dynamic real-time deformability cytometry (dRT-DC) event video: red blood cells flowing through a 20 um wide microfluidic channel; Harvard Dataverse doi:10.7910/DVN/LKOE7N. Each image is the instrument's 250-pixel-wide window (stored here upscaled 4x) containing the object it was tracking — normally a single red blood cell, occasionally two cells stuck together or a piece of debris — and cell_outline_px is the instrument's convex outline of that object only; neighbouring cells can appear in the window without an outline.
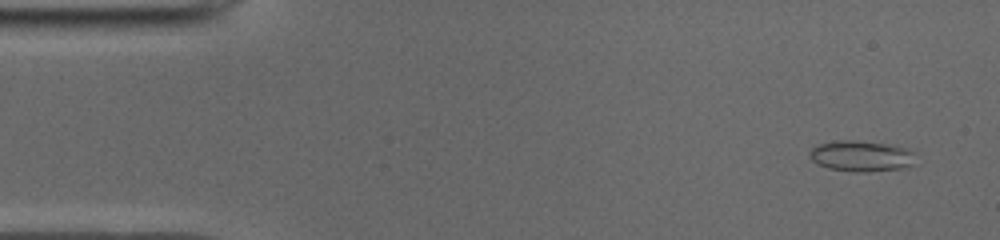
{"species": "common noctule bat (a hibernating species)", "species_latin": "Nyctalus noctula", "temperature_condition": "cold", "stored_images_in_passage": 50, "camera_frame_rate_fps": 3000, "um_per_image_px": 0.085, "animal": {"sex": "male", "body_mass_g": 19.0, "forearm_length_mm": 50.8}, "frame": {"image": 1, "passage_image": 3, "time_ms": 0.667, "image_size_px": [1000, 240], "cell_outline_px": [[916, 152], [912, 164], [900, 168], [868, 172], [852, 172], [828, 168], [816, 164], [812, 160], [812, 148], [820, 144], [836, 140], [856, 140], [896, 144], [908, 148]], "centroid_in_image_um": [73.26, 13.25], "position_along_channel_um": 11.7, "area_um2": 19.25}}
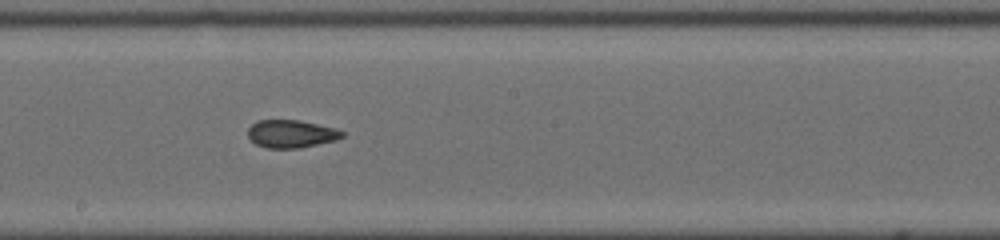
{"frame": {"image": 2, "passage_image": 27, "time_ms": 8.667, "image_size_px": [1000, 240], "cell_outline_px": [[344, 136], [336, 140], [300, 148], [264, 148], [256, 144], [248, 136], [248, 128], [256, 120], [300, 120], [332, 128], [344, 132]], "centroid_in_image_um": [24.72, 11.38], "position_along_channel_um": 223.5, "area_um2": 15.2}}
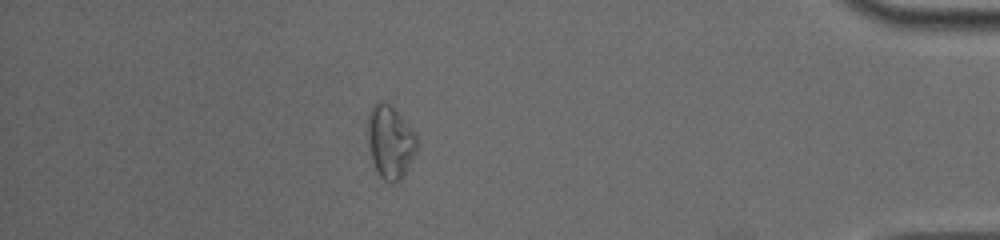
{"frame": {"image": 3, "passage_image": 44, "time_ms": 14.333, "image_size_px": [1000, 240], "cell_outline_px": [[416, 152], [404, 176], [400, 180], [392, 184], [384, 180], [380, 176], [372, 160], [364, 132], [368, 116], [372, 104], [380, 100], [384, 100], [392, 104], [416, 136]], "centroid_in_image_um": [33.11, 12.02], "position_along_channel_um": 402.1, "area_um2": 21.44}, "authors_computed_cell_mechanics": {"area_um2": 16.7331, "velocity_mm_per_s": 3.9704, "shape_relaxation_time_tau1_ms": null, "shape_relaxation_time_tau2_ms": 2.5943, "deformation_change_tau1": null, "deformation_change_tau2": 0.0733}}